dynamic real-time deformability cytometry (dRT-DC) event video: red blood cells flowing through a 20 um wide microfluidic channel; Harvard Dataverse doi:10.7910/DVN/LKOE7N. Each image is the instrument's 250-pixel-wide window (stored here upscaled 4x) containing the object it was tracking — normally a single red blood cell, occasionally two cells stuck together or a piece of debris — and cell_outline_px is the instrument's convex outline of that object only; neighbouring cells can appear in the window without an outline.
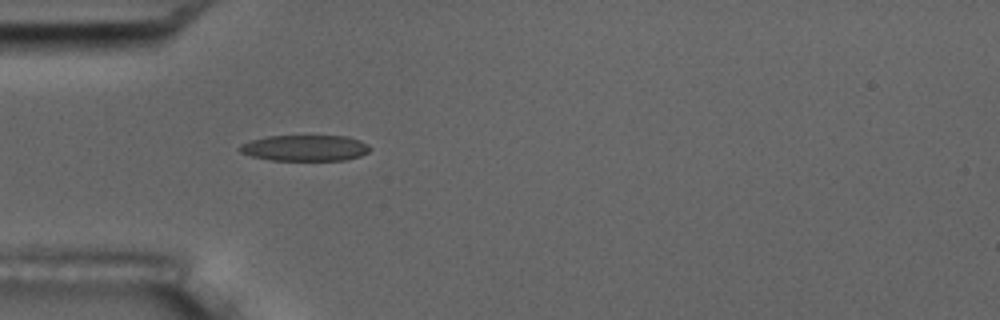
{"species": "common noctule bat (a hibernating species)", "species_latin": "Nyctalus noctula", "temperature_condition": "room temperature", "stored_images_in_passage": 1, "camera_frame_rate_fps": 3000, "um_per_image_px": 0.085, "animal": {"sex": "male", "body_mass_g": 17.5, "forearm_length_mm": 52.3}, "frame": {"image": 1, "passage_image": 1, "time_ms": 0.0, "image_size_px": [1000, 320], "cell_outline_px": [[372, 148], [368, 152], [360, 156], [344, 160], [272, 160], [252, 156], [240, 152], [236, 148], [240, 144], [252, 140], [268, 136], [348, 136], [360, 140], [368, 144]], "centroid_in_image_um": [25.94, 12.57], "position_along_channel_um": 59.1, "area_um2": 19.77}}